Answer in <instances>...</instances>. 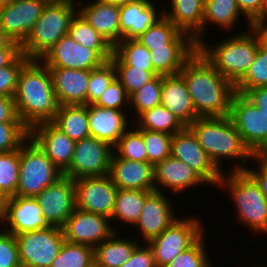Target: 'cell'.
<instances>
[{"mask_svg": "<svg viewBox=\"0 0 267 267\" xmlns=\"http://www.w3.org/2000/svg\"><path fill=\"white\" fill-rule=\"evenodd\" d=\"M133 124L143 130L164 132L175 135L181 132L185 126L163 105L141 113Z\"/></svg>", "mask_w": 267, "mask_h": 267, "instance_id": "8d00e7d4", "label": "cell"}, {"mask_svg": "<svg viewBox=\"0 0 267 267\" xmlns=\"http://www.w3.org/2000/svg\"><path fill=\"white\" fill-rule=\"evenodd\" d=\"M229 118L255 156L267 155V115L244 94L235 92Z\"/></svg>", "mask_w": 267, "mask_h": 267, "instance_id": "9c48e42d", "label": "cell"}, {"mask_svg": "<svg viewBox=\"0 0 267 267\" xmlns=\"http://www.w3.org/2000/svg\"><path fill=\"white\" fill-rule=\"evenodd\" d=\"M247 22V29H251V22L260 14L264 0H236Z\"/></svg>", "mask_w": 267, "mask_h": 267, "instance_id": "11a10c76", "label": "cell"}, {"mask_svg": "<svg viewBox=\"0 0 267 267\" xmlns=\"http://www.w3.org/2000/svg\"><path fill=\"white\" fill-rule=\"evenodd\" d=\"M135 39L149 50L165 47V44H195L188 34L181 32L165 16Z\"/></svg>", "mask_w": 267, "mask_h": 267, "instance_id": "836d02e7", "label": "cell"}, {"mask_svg": "<svg viewBox=\"0 0 267 267\" xmlns=\"http://www.w3.org/2000/svg\"><path fill=\"white\" fill-rule=\"evenodd\" d=\"M251 23H267V0H264L260 14Z\"/></svg>", "mask_w": 267, "mask_h": 267, "instance_id": "94428289", "label": "cell"}, {"mask_svg": "<svg viewBox=\"0 0 267 267\" xmlns=\"http://www.w3.org/2000/svg\"><path fill=\"white\" fill-rule=\"evenodd\" d=\"M188 127L221 172H226L223 167L226 165L222 164L224 160L228 159L229 164L234 161L237 164L232 163L229 171H245L248 166L246 163L255 157L245 145L229 116L196 118Z\"/></svg>", "mask_w": 267, "mask_h": 267, "instance_id": "3957f363", "label": "cell"}, {"mask_svg": "<svg viewBox=\"0 0 267 267\" xmlns=\"http://www.w3.org/2000/svg\"><path fill=\"white\" fill-rule=\"evenodd\" d=\"M144 244V245H143ZM121 267H156L153 252L147 243H140Z\"/></svg>", "mask_w": 267, "mask_h": 267, "instance_id": "816d5d0a", "label": "cell"}, {"mask_svg": "<svg viewBox=\"0 0 267 267\" xmlns=\"http://www.w3.org/2000/svg\"><path fill=\"white\" fill-rule=\"evenodd\" d=\"M153 1L133 0L119 4L120 41L137 38L164 16L163 5L157 8Z\"/></svg>", "mask_w": 267, "mask_h": 267, "instance_id": "7402d4cb", "label": "cell"}, {"mask_svg": "<svg viewBox=\"0 0 267 267\" xmlns=\"http://www.w3.org/2000/svg\"><path fill=\"white\" fill-rule=\"evenodd\" d=\"M218 188L227 190L225 194L232 197V205L236 206L234 215L241 226L247 227L251 235H267V200L259 184L246 170L223 172Z\"/></svg>", "mask_w": 267, "mask_h": 267, "instance_id": "5b68a950", "label": "cell"}, {"mask_svg": "<svg viewBox=\"0 0 267 267\" xmlns=\"http://www.w3.org/2000/svg\"><path fill=\"white\" fill-rule=\"evenodd\" d=\"M76 208L111 219L118 188L109 175L74 180Z\"/></svg>", "mask_w": 267, "mask_h": 267, "instance_id": "2e32d148", "label": "cell"}, {"mask_svg": "<svg viewBox=\"0 0 267 267\" xmlns=\"http://www.w3.org/2000/svg\"><path fill=\"white\" fill-rule=\"evenodd\" d=\"M12 0H0V7L4 6L5 4L9 3Z\"/></svg>", "mask_w": 267, "mask_h": 267, "instance_id": "be15d7a7", "label": "cell"}, {"mask_svg": "<svg viewBox=\"0 0 267 267\" xmlns=\"http://www.w3.org/2000/svg\"><path fill=\"white\" fill-rule=\"evenodd\" d=\"M30 137V130L23 123H0V153L19 149Z\"/></svg>", "mask_w": 267, "mask_h": 267, "instance_id": "7dc6e473", "label": "cell"}, {"mask_svg": "<svg viewBox=\"0 0 267 267\" xmlns=\"http://www.w3.org/2000/svg\"><path fill=\"white\" fill-rule=\"evenodd\" d=\"M204 232L189 248L177 255L171 263L163 267H213V260L208 256L207 236ZM212 262V263H211Z\"/></svg>", "mask_w": 267, "mask_h": 267, "instance_id": "7bdbcfd3", "label": "cell"}, {"mask_svg": "<svg viewBox=\"0 0 267 267\" xmlns=\"http://www.w3.org/2000/svg\"><path fill=\"white\" fill-rule=\"evenodd\" d=\"M120 233L114 232L93 249L94 267H121L131 257L141 242L135 236L123 238Z\"/></svg>", "mask_w": 267, "mask_h": 267, "instance_id": "f1b7e54d", "label": "cell"}, {"mask_svg": "<svg viewBox=\"0 0 267 267\" xmlns=\"http://www.w3.org/2000/svg\"><path fill=\"white\" fill-rule=\"evenodd\" d=\"M250 267H254V266H250ZM255 267H267V265L265 264H262V265H260V266H255Z\"/></svg>", "mask_w": 267, "mask_h": 267, "instance_id": "03108f58", "label": "cell"}, {"mask_svg": "<svg viewBox=\"0 0 267 267\" xmlns=\"http://www.w3.org/2000/svg\"><path fill=\"white\" fill-rule=\"evenodd\" d=\"M234 33H229L232 36L223 37L213 45L203 41L198 45V50L235 86L253 64L261 42L253 28Z\"/></svg>", "mask_w": 267, "mask_h": 267, "instance_id": "277c9868", "label": "cell"}, {"mask_svg": "<svg viewBox=\"0 0 267 267\" xmlns=\"http://www.w3.org/2000/svg\"><path fill=\"white\" fill-rule=\"evenodd\" d=\"M42 213L51 226L62 228L76 208L74 180L62 176L42 190L36 197Z\"/></svg>", "mask_w": 267, "mask_h": 267, "instance_id": "ac0fdd59", "label": "cell"}, {"mask_svg": "<svg viewBox=\"0 0 267 267\" xmlns=\"http://www.w3.org/2000/svg\"><path fill=\"white\" fill-rule=\"evenodd\" d=\"M77 12L100 33L112 47L120 42L119 4L101 3L95 0L86 2L79 0L77 1Z\"/></svg>", "mask_w": 267, "mask_h": 267, "instance_id": "484cf974", "label": "cell"}, {"mask_svg": "<svg viewBox=\"0 0 267 267\" xmlns=\"http://www.w3.org/2000/svg\"><path fill=\"white\" fill-rule=\"evenodd\" d=\"M161 105L168 109L185 127L199 118L186 81L180 73L163 76Z\"/></svg>", "mask_w": 267, "mask_h": 267, "instance_id": "83f0119b", "label": "cell"}, {"mask_svg": "<svg viewBox=\"0 0 267 267\" xmlns=\"http://www.w3.org/2000/svg\"><path fill=\"white\" fill-rule=\"evenodd\" d=\"M245 96L267 115V86L253 88Z\"/></svg>", "mask_w": 267, "mask_h": 267, "instance_id": "9f6ffc18", "label": "cell"}, {"mask_svg": "<svg viewBox=\"0 0 267 267\" xmlns=\"http://www.w3.org/2000/svg\"><path fill=\"white\" fill-rule=\"evenodd\" d=\"M110 61L114 66H131L145 71H154L150 50L136 39H123L113 47Z\"/></svg>", "mask_w": 267, "mask_h": 267, "instance_id": "d590c367", "label": "cell"}, {"mask_svg": "<svg viewBox=\"0 0 267 267\" xmlns=\"http://www.w3.org/2000/svg\"><path fill=\"white\" fill-rule=\"evenodd\" d=\"M166 194L154 190L147 196L139 219L133 226V229H136L135 235L138 232L137 229H139L140 236L138 238H141V243H147L160 235L179 218V216H176L175 202L173 203L168 198L169 192H166Z\"/></svg>", "mask_w": 267, "mask_h": 267, "instance_id": "e0dca14e", "label": "cell"}, {"mask_svg": "<svg viewBox=\"0 0 267 267\" xmlns=\"http://www.w3.org/2000/svg\"><path fill=\"white\" fill-rule=\"evenodd\" d=\"M109 176L118 189L155 190L154 165L119 158L113 153Z\"/></svg>", "mask_w": 267, "mask_h": 267, "instance_id": "d4e9b609", "label": "cell"}, {"mask_svg": "<svg viewBox=\"0 0 267 267\" xmlns=\"http://www.w3.org/2000/svg\"><path fill=\"white\" fill-rule=\"evenodd\" d=\"M164 7V16L181 32L188 34L198 46L203 38V15L205 0H169ZM169 9V10H168Z\"/></svg>", "mask_w": 267, "mask_h": 267, "instance_id": "4316f807", "label": "cell"}, {"mask_svg": "<svg viewBox=\"0 0 267 267\" xmlns=\"http://www.w3.org/2000/svg\"><path fill=\"white\" fill-rule=\"evenodd\" d=\"M0 226L13 235L52 227L35 197L19 196L5 198L0 211Z\"/></svg>", "mask_w": 267, "mask_h": 267, "instance_id": "7c38bea8", "label": "cell"}, {"mask_svg": "<svg viewBox=\"0 0 267 267\" xmlns=\"http://www.w3.org/2000/svg\"><path fill=\"white\" fill-rule=\"evenodd\" d=\"M198 185L207 188L208 184L188 165L172 156L154 165L155 191L165 193L169 190L174 196L189 192Z\"/></svg>", "mask_w": 267, "mask_h": 267, "instance_id": "ffe728a7", "label": "cell"}, {"mask_svg": "<svg viewBox=\"0 0 267 267\" xmlns=\"http://www.w3.org/2000/svg\"><path fill=\"white\" fill-rule=\"evenodd\" d=\"M263 86H267V48L260 43L253 64L235 85V92L245 95L249 90Z\"/></svg>", "mask_w": 267, "mask_h": 267, "instance_id": "60d3db41", "label": "cell"}, {"mask_svg": "<svg viewBox=\"0 0 267 267\" xmlns=\"http://www.w3.org/2000/svg\"><path fill=\"white\" fill-rule=\"evenodd\" d=\"M14 100L18 118L29 130L53 121L60 105L50 70L40 59H30L22 67Z\"/></svg>", "mask_w": 267, "mask_h": 267, "instance_id": "7a4b0ae2", "label": "cell"}, {"mask_svg": "<svg viewBox=\"0 0 267 267\" xmlns=\"http://www.w3.org/2000/svg\"><path fill=\"white\" fill-rule=\"evenodd\" d=\"M204 223L199 217H179L160 235L147 244L153 252L156 267H163L189 248L204 232Z\"/></svg>", "mask_w": 267, "mask_h": 267, "instance_id": "ba28073f", "label": "cell"}, {"mask_svg": "<svg viewBox=\"0 0 267 267\" xmlns=\"http://www.w3.org/2000/svg\"><path fill=\"white\" fill-rule=\"evenodd\" d=\"M20 171L15 196L36 197L63 176L37 143L29 137L19 148Z\"/></svg>", "mask_w": 267, "mask_h": 267, "instance_id": "52a82bcc", "label": "cell"}, {"mask_svg": "<svg viewBox=\"0 0 267 267\" xmlns=\"http://www.w3.org/2000/svg\"><path fill=\"white\" fill-rule=\"evenodd\" d=\"M30 137L53 164L64 172L71 164L75 142L52 122L40 123L30 130Z\"/></svg>", "mask_w": 267, "mask_h": 267, "instance_id": "603a6c76", "label": "cell"}, {"mask_svg": "<svg viewBox=\"0 0 267 267\" xmlns=\"http://www.w3.org/2000/svg\"><path fill=\"white\" fill-rule=\"evenodd\" d=\"M21 267H50L64 243L62 228H50L15 235Z\"/></svg>", "mask_w": 267, "mask_h": 267, "instance_id": "30bf717a", "label": "cell"}, {"mask_svg": "<svg viewBox=\"0 0 267 267\" xmlns=\"http://www.w3.org/2000/svg\"><path fill=\"white\" fill-rule=\"evenodd\" d=\"M196 44H165L150 50L154 71L158 75L179 74L185 62L197 51Z\"/></svg>", "mask_w": 267, "mask_h": 267, "instance_id": "f546056e", "label": "cell"}, {"mask_svg": "<svg viewBox=\"0 0 267 267\" xmlns=\"http://www.w3.org/2000/svg\"><path fill=\"white\" fill-rule=\"evenodd\" d=\"M116 79L125 88L130 97L158 74L155 71H145L131 66H114Z\"/></svg>", "mask_w": 267, "mask_h": 267, "instance_id": "f6af8a7d", "label": "cell"}, {"mask_svg": "<svg viewBox=\"0 0 267 267\" xmlns=\"http://www.w3.org/2000/svg\"><path fill=\"white\" fill-rule=\"evenodd\" d=\"M68 34L78 44L93 49L105 62L113 55V47L78 12L73 16Z\"/></svg>", "mask_w": 267, "mask_h": 267, "instance_id": "e575fe53", "label": "cell"}, {"mask_svg": "<svg viewBox=\"0 0 267 267\" xmlns=\"http://www.w3.org/2000/svg\"><path fill=\"white\" fill-rule=\"evenodd\" d=\"M19 171V149L0 153V194L4 198L15 196Z\"/></svg>", "mask_w": 267, "mask_h": 267, "instance_id": "b9f144b4", "label": "cell"}, {"mask_svg": "<svg viewBox=\"0 0 267 267\" xmlns=\"http://www.w3.org/2000/svg\"><path fill=\"white\" fill-rule=\"evenodd\" d=\"M245 17L236 0H205L203 15V37L206 36L208 26L218 25V28L233 31L236 24H239L241 16ZM240 17V18H239ZM239 18V19H238ZM209 24V25H208Z\"/></svg>", "mask_w": 267, "mask_h": 267, "instance_id": "d6a6232c", "label": "cell"}, {"mask_svg": "<svg viewBox=\"0 0 267 267\" xmlns=\"http://www.w3.org/2000/svg\"><path fill=\"white\" fill-rule=\"evenodd\" d=\"M40 60L48 68L91 71L105 61L93 50L74 41L69 34L60 38Z\"/></svg>", "mask_w": 267, "mask_h": 267, "instance_id": "d6986e66", "label": "cell"}, {"mask_svg": "<svg viewBox=\"0 0 267 267\" xmlns=\"http://www.w3.org/2000/svg\"><path fill=\"white\" fill-rule=\"evenodd\" d=\"M59 105H88L91 71L49 68Z\"/></svg>", "mask_w": 267, "mask_h": 267, "instance_id": "cb8c5ba5", "label": "cell"}, {"mask_svg": "<svg viewBox=\"0 0 267 267\" xmlns=\"http://www.w3.org/2000/svg\"><path fill=\"white\" fill-rule=\"evenodd\" d=\"M0 267H21L15 235L0 226Z\"/></svg>", "mask_w": 267, "mask_h": 267, "instance_id": "f907efd6", "label": "cell"}, {"mask_svg": "<svg viewBox=\"0 0 267 267\" xmlns=\"http://www.w3.org/2000/svg\"><path fill=\"white\" fill-rule=\"evenodd\" d=\"M4 201H5V198L0 194V211H1Z\"/></svg>", "mask_w": 267, "mask_h": 267, "instance_id": "e7e4bbea", "label": "cell"}, {"mask_svg": "<svg viewBox=\"0 0 267 267\" xmlns=\"http://www.w3.org/2000/svg\"><path fill=\"white\" fill-rule=\"evenodd\" d=\"M162 82L163 76L157 75L153 80L146 83L130 96V113L133 112L130 115L132 121L146 110L161 105ZM131 110L133 111L131 112Z\"/></svg>", "mask_w": 267, "mask_h": 267, "instance_id": "74e56055", "label": "cell"}, {"mask_svg": "<svg viewBox=\"0 0 267 267\" xmlns=\"http://www.w3.org/2000/svg\"><path fill=\"white\" fill-rule=\"evenodd\" d=\"M49 0H12L0 7V29L20 46Z\"/></svg>", "mask_w": 267, "mask_h": 267, "instance_id": "9a60e30c", "label": "cell"}, {"mask_svg": "<svg viewBox=\"0 0 267 267\" xmlns=\"http://www.w3.org/2000/svg\"><path fill=\"white\" fill-rule=\"evenodd\" d=\"M180 74L199 118L229 116L235 86L198 49L185 62Z\"/></svg>", "mask_w": 267, "mask_h": 267, "instance_id": "6da1fadb", "label": "cell"}, {"mask_svg": "<svg viewBox=\"0 0 267 267\" xmlns=\"http://www.w3.org/2000/svg\"><path fill=\"white\" fill-rule=\"evenodd\" d=\"M52 123L74 142L90 136L87 105H60Z\"/></svg>", "mask_w": 267, "mask_h": 267, "instance_id": "4dcf8cb0", "label": "cell"}, {"mask_svg": "<svg viewBox=\"0 0 267 267\" xmlns=\"http://www.w3.org/2000/svg\"><path fill=\"white\" fill-rule=\"evenodd\" d=\"M251 25L258 34L261 44L267 48V23H251Z\"/></svg>", "mask_w": 267, "mask_h": 267, "instance_id": "680465c9", "label": "cell"}, {"mask_svg": "<svg viewBox=\"0 0 267 267\" xmlns=\"http://www.w3.org/2000/svg\"><path fill=\"white\" fill-rule=\"evenodd\" d=\"M114 147L89 136L75 142L73 158L63 175L76 180L109 175Z\"/></svg>", "mask_w": 267, "mask_h": 267, "instance_id": "8fae6325", "label": "cell"}, {"mask_svg": "<svg viewBox=\"0 0 267 267\" xmlns=\"http://www.w3.org/2000/svg\"><path fill=\"white\" fill-rule=\"evenodd\" d=\"M76 13V1L49 0L21 45V52L29 59H40L60 38L68 34Z\"/></svg>", "mask_w": 267, "mask_h": 267, "instance_id": "8992f818", "label": "cell"}, {"mask_svg": "<svg viewBox=\"0 0 267 267\" xmlns=\"http://www.w3.org/2000/svg\"><path fill=\"white\" fill-rule=\"evenodd\" d=\"M20 53L21 49H0V68L9 65Z\"/></svg>", "mask_w": 267, "mask_h": 267, "instance_id": "6f0895ef", "label": "cell"}, {"mask_svg": "<svg viewBox=\"0 0 267 267\" xmlns=\"http://www.w3.org/2000/svg\"><path fill=\"white\" fill-rule=\"evenodd\" d=\"M87 106L90 136L115 147L133 123L131 117L128 116L130 113L114 108L99 107L95 104Z\"/></svg>", "mask_w": 267, "mask_h": 267, "instance_id": "44dd1931", "label": "cell"}, {"mask_svg": "<svg viewBox=\"0 0 267 267\" xmlns=\"http://www.w3.org/2000/svg\"><path fill=\"white\" fill-rule=\"evenodd\" d=\"M171 156L193 169L209 187H217L223 172L214 165L189 127L173 135Z\"/></svg>", "mask_w": 267, "mask_h": 267, "instance_id": "4fadbf2b", "label": "cell"}, {"mask_svg": "<svg viewBox=\"0 0 267 267\" xmlns=\"http://www.w3.org/2000/svg\"><path fill=\"white\" fill-rule=\"evenodd\" d=\"M94 104L104 108L130 111V97L127 95L125 88L116 78Z\"/></svg>", "mask_w": 267, "mask_h": 267, "instance_id": "681fc988", "label": "cell"}, {"mask_svg": "<svg viewBox=\"0 0 267 267\" xmlns=\"http://www.w3.org/2000/svg\"><path fill=\"white\" fill-rule=\"evenodd\" d=\"M251 162H257L255 165L258 166L251 167L250 164V166H247L246 171L259 184L261 192L267 200V156H255Z\"/></svg>", "mask_w": 267, "mask_h": 267, "instance_id": "f5cc1de1", "label": "cell"}, {"mask_svg": "<svg viewBox=\"0 0 267 267\" xmlns=\"http://www.w3.org/2000/svg\"><path fill=\"white\" fill-rule=\"evenodd\" d=\"M0 49H21V46L13 42L1 29H0Z\"/></svg>", "mask_w": 267, "mask_h": 267, "instance_id": "91938a15", "label": "cell"}, {"mask_svg": "<svg viewBox=\"0 0 267 267\" xmlns=\"http://www.w3.org/2000/svg\"><path fill=\"white\" fill-rule=\"evenodd\" d=\"M114 153L119 158L147 162L146 147L143 141V129H139L132 124L115 145Z\"/></svg>", "mask_w": 267, "mask_h": 267, "instance_id": "ab89813d", "label": "cell"}, {"mask_svg": "<svg viewBox=\"0 0 267 267\" xmlns=\"http://www.w3.org/2000/svg\"><path fill=\"white\" fill-rule=\"evenodd\" d=\"M29 60L21 52L9 65L0 68V96L14 97L20 71Z\"/></svg>", "mask_w": 267, "mask_h": 267, "instance_id": "c3c4849f", "label": "cell"}, {"mask_svg": "<svg viewBox=\"0 0 267 267\" xmlns=\"http://www.w3.org/2000/svg\"><path fill=\"white\" fill-rule=\"evenodd\" d=\"M116 78L113 63L109 60L91 70L88 87V104H94Z\"/></svg>", "mask_w": 267, "mask_h": 267, "instance_id": "bcb514c9", "label": "cell"}, {"mask_svg": "<svg viewBox=\"0 0 267 267\" xmlns=\"http://www.w3.org/2000/svg\"><path fill=\"white\" fill-rule=\"evenodd\" d=\"M154 190H124L118 189L113 213L111 215V225L127 224L133 227L138 221L142 208L145 204L147 196ZM118 221V222H117Z\"/></svg>", "mask_w": 267, "mask_h": 267, "instance_id": "1f68e13d", "label": "cell"}, {"mask_svg": "<svg viewBox=\"0 0 267 267\" xmlns=\"http://www.w3.org/2000/svg\"><path fill=\"white\" fill-rule=\"evenodd\" d=\"M0 123H22L17 115L14 97L0 96Z\"/></svg>", "mask_w": 267, "mask_h": 267, "instance_id": "db71d44e", "label": "cell"}, {"mask_svg": "<svg viewBox=\"0 0 267 267\" xmlns=\"http://www.w3.org/2000/svg\"><path fill=\"white\" fill-rule=\"evenodd\" d=\"M110 222L103 215L75 208L62 227L64 239L94 249L114 232H119Z\"/></svg>", "mask_w": 267, "mask_h": 267, "instance_id": "5bb4252c", "label": "cell"}, {"mask_svg": "<svg viewBox=\"0 0 267 267\" xmlns=\"http://www.w3.org/2000/svg\"><path fill=\"white\" fill-rule=\"evenodd\" d=\"M173 135L143 130V141L146 147L147 162L155 165L171 156Z\"/></svg>", "mask_w": 267, "mask_h": 267, "instance_id": "ee69618b", "label": "cell"}, {"mask_svg": "<svg viewBox=\"0 0 267 267\" xmlns=\"http://www.w3.org/2000/svg\"><path fill=\"white\" fill-rule=\"evenodd\" d=\"M50 267H94L93 248L64 241Z\"/></svg>", "mask_w": 267, "mask_h": 267, "instance_id": "f35d334b", "label": "cell"}, {"mask_svg": "<svg viewBox=\"0 0 267 267\" xmlns=\"http://www.w3.org/2000/svg\"><path fill=\"white\" fill-rule=\"evenodd\" d=\"M101 3H116V4H123V3H127L129 1H133V0H95Z\"/></svg>", "mask_w": 267, "mask_h": 267, "instance_id": "6125c7cd", "label": "cell"}]
</instances>
